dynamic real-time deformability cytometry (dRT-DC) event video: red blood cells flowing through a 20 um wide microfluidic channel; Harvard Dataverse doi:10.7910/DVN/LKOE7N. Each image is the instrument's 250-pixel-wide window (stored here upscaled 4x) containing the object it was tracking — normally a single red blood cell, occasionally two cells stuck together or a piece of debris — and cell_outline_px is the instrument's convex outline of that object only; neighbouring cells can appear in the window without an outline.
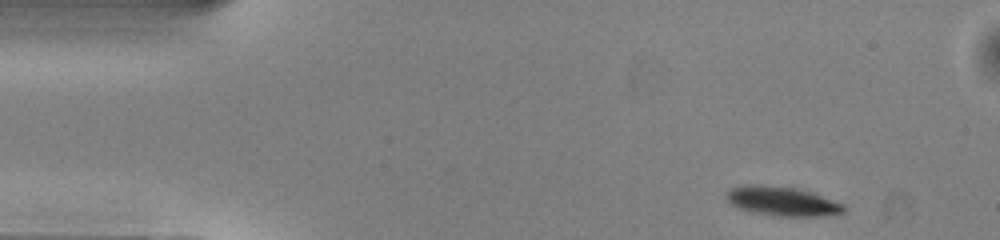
{"species": "common noctule bat (a hibernating species)", "species_latin": "Nyctalus noctula", "temperature_condition": "warm", "stored_images_in_passage": 46, "camera_frame_rate_fps": 3000, "um_per_image_px": 0.085, "animal": {"sex": "male", "body_mass_g": 13.0, "forearm_length_mm": 53.1}, "frame": {"image": 1, "passage_image": 1, "time_ms": 0.0, "image_size_px": [1000, 240], "cell_outline_px": [[844, 212], [824, 216], [780, 216], [752, 212], [740, 208], [732, 204], [724, 196], [724, 192], [728, 188], [744, 184], [756, 184], [792, 188], [808, 192], [844, 204]], "centroid_in_image_um": [66.4, 17.1], "position_along_channel_um": 18.6, "area_um2": 19.77}}
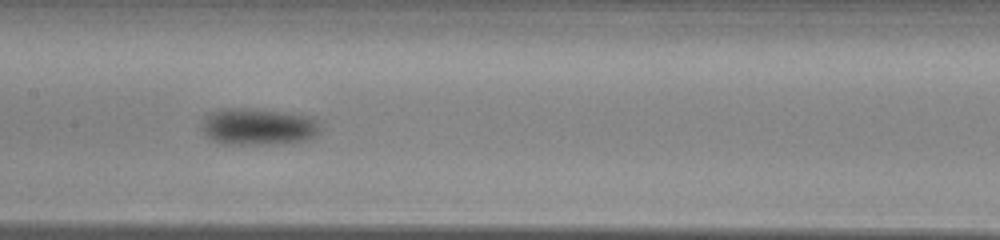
{"frame": {"image": 2, "passage_image": 20, "time_ms": 6.333, "image_size_px": [1000, 240], "cell_outline_px": [[320, 132], [316, 136], [308, 140], [268, 144], [220, 144], [212, 140], [200, 128], [208, 112], [220, 108], [252, 108], [284, 112], [312, 116], [316, 120], [320, 128]], "centroid_in_image_um": [21.93, 10.75], "position_along_channel_um": 185.5, "area_um2": 25.72}}
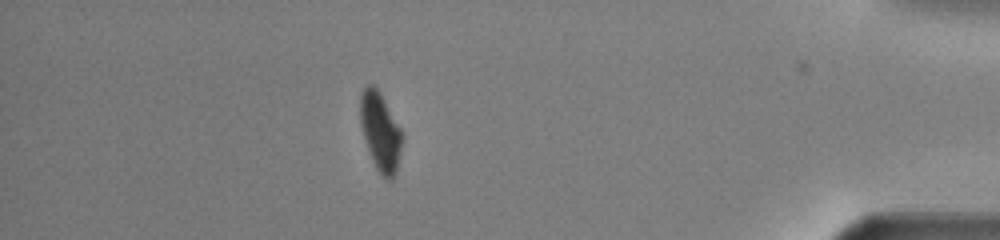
{"frame": {"image": 3, "passage_image": 40, "time_ms": 13.0, "image_size_px": [1000, 240], "cell_outline_px": [[404, 136], [396, 172], [392, 180], [388, 180], [376, 168], [372, 160], [364, 140], [360, 124], [360, 96], [364, 88], [368, 84], [372, 84], [380, 92], [400, 128]], "centroid_in_image_um": [32.33, 11.2], "position_along_channel_um": 402.9, "area_um2": 19.13}, "authors_computed_cell_mechanics": {"area_um2": 21.5594, "velocity_mm_per_s": 4.0184, "shape_relaxation_time_tau1_ms": 2.6965, "shape_relaxation_time_tau2_ms": null, "deformation_change_tau1": 0.1141, "deformation_change_tau2": null}}